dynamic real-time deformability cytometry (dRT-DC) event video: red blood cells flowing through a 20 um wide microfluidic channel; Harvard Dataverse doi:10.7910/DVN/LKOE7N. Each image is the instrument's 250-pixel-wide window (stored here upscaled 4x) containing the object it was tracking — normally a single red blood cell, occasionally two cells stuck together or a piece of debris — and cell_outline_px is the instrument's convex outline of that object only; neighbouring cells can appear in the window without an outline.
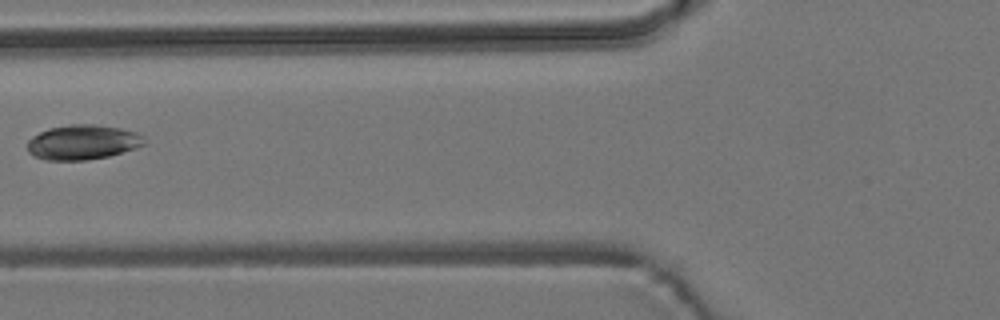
{"species": "common noctule bat (a hibernating species)", "species_latin": "Nyctalus noctula", "temperature_condition": "room temperature", "stored_images_in_passage": 6, "camera_frame_rate_fps": 3000, "um_per_image_px": 0.085, "animal": {"sex": "male", "body_mass_g": 19.2, "forearm_length_mm": 51.8}, "frame": {"image": 1, "passage_image": 6, "time_ms": 6.667, "image_size_px": [1000, 320], "cell_outline_px": [[144, 144], [136, 148], [108, 156], [88, 160], [48, 160], [36, 156], [28, 152], [28, 140], [32, 136], [48, 128], [72, 124], [96, 124], [120, 128], [136, 132], [144, 136]], "centroid_in_image_um": [7.03, 12.08], "position_along_channel_um": 118.8, "area_um2": 23.64}}